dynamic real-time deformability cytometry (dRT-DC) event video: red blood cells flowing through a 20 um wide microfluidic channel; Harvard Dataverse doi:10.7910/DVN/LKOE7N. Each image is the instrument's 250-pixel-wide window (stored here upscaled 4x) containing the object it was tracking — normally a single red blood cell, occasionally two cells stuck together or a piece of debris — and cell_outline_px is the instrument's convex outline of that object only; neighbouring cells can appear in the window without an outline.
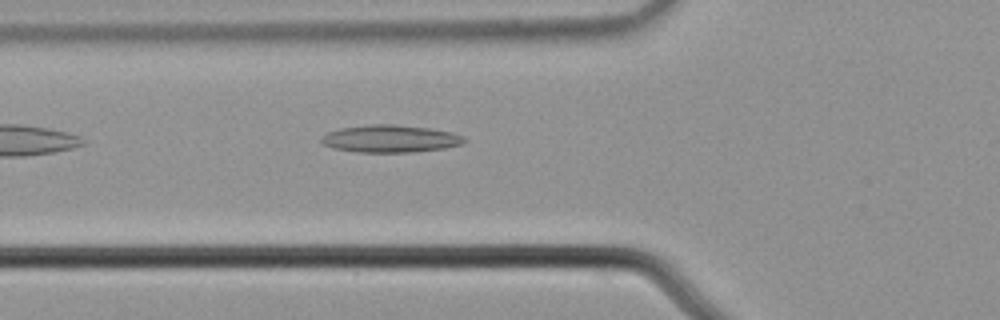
{"species": "common noctule bat (a hibernating species)", "species_latin": "Nyctalus noctula", "temperature_condition": "cold", "stored_images_in_passage": 6, "camera_frame_rate_fps": 3000, "um_per_image_px": 0.085, "animal": {"sex": "male", "body_mass_g": 21.5, "forearm_length_mm": 52.0}, "frame": {"image": 1, "passage_image": 6, "time_ms": 1.667, "image_size_px": [1000, 320], "cell_outline_px": [[468, 140], [460, 144], [444, 148], [412, 152], [356, 152], [332, 148], [324, 144], [320, 140], [328, 132], [340, 128], [368, 124], [396, 124], [428, 128], [452, 132], [464, 136]], "centroid_in_image_um": [33.18, 11.78], "position_along_channel_um": 92.6, "area_um2": 22.83}}